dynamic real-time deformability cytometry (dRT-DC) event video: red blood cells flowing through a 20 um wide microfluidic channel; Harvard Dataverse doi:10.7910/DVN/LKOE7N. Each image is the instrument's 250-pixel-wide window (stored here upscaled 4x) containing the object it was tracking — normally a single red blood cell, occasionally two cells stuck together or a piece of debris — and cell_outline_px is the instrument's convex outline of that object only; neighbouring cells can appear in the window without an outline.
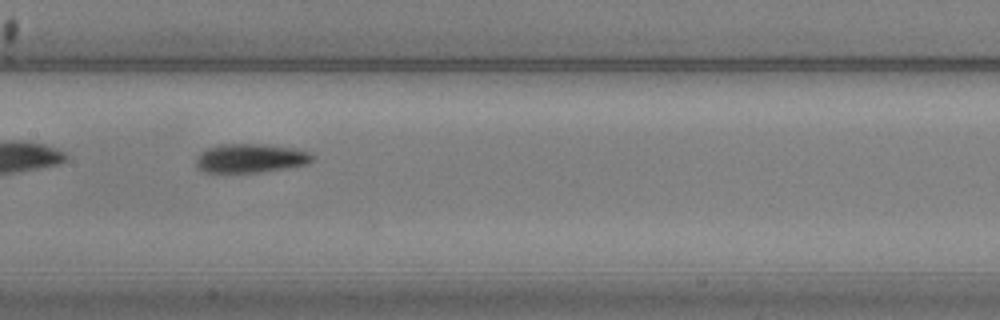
{"species": "common noctule bat (a hibernating species)", "species_latin": "Nyctalus noctula", "temperature_condition": "warm", "stored_images_in_passage": 26, "camera_frame_rate_fps": 3000, "um_per_image_px": 0.085, "animal": {"sex": "male", "body_mass_g": 20.5, "forearm_length_mm": 52.5}, "frame": {"image": 1, "passage_image": 12, "time_ms": 3.667, "image_size_px": [1000, 320], "cell_outline_px": [[312, 160], [308, 164], [260, 172], [200, 172], [196, 168], [196, 156], [200, 152], [208, 148], [220, 144], [264, 144], [292, 148], [312, 152]], "centroid_in_image_um": [21.25, 13.45], "position_along_channel_um": 186.2, "area_um2": 19.65}}